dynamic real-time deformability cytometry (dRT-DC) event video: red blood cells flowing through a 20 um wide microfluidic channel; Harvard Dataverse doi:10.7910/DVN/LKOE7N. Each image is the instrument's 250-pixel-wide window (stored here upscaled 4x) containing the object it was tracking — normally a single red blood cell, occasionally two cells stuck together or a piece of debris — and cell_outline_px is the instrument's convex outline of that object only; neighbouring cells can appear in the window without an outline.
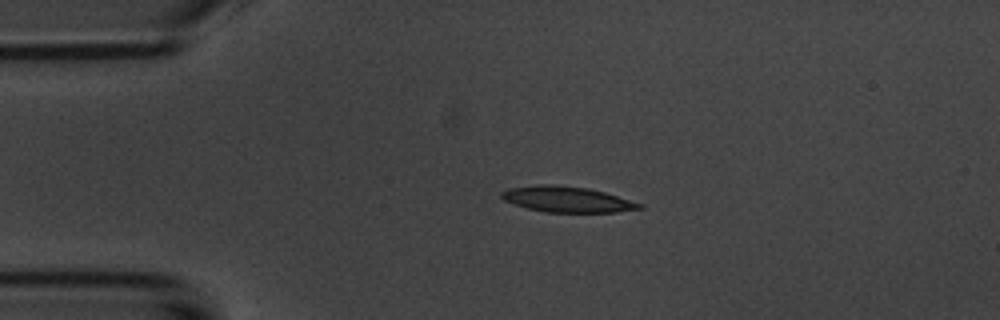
{"species": "common noctule bat (a hibernating species)", "species_latin": "Nyctalus noctula", "temperature_condition": "room temperature", "stored_images_in_passage": 43, "camera_frame_rate_fps": 3000, "um_per_image_px": 0.085, "animal": {"sex": "male", "body_mass_g": 20.1, "forearm_length_mm": 53.5}, "frame": {"image": 1, "passage_image": 1, "time_ms": 0.0, "image_size_px": [1000, 320], "cell_outline_px": [[644, 208], [616, 212], [544, 212], [528, 208], [504, 200], [500, 196], [500, 192], [508, 188], [540, 184], [552, 184], [588, 188], [604, 192], [644, 204]], "centroid_in_image_um": [48.21, 16.94], "position_along_channel_um": 36.8, "area_um2": 20.63}}
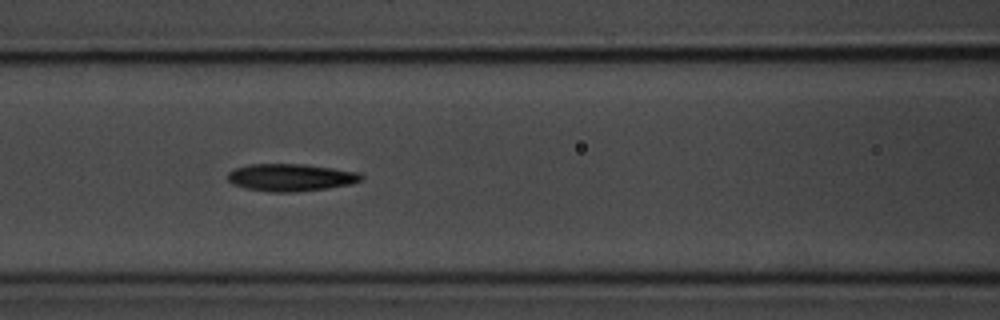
{"frame": {"image": 2, "passage_image": 12, "time_ms": 3.667, "image_size_px": [1000, 320], "cell_outline_px": [[364, 176], [360, 180], [352, 184], [328, 188], [296, 192], [268, 192], [244, 188], [232, 184], [228, 180], [228, 172], [236, 168], [248, 164], [304, 164], [360, 172]], "centroid_in_image_um": [24.71, 15.09], "position_along_channel_um": 141.9, "area_um2": 21.44}}
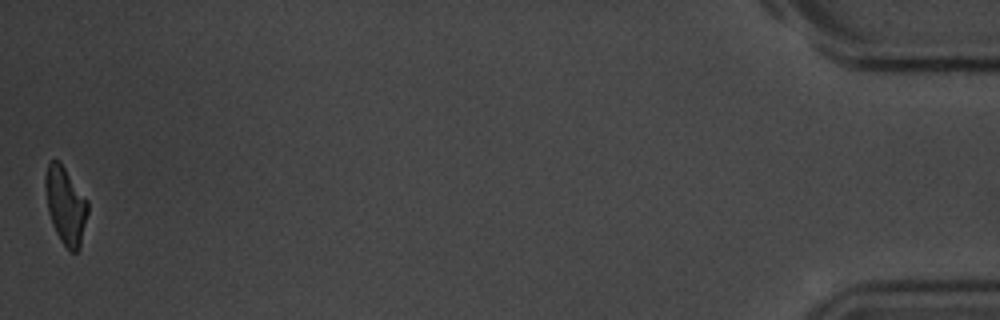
{"frame": {"image": 3, "passage_image": 43, "time_ms": 14.0, "image_size_px": [1000, 320], "cell_outline_px": [[88, 212], [80, 248], [76, 252], [68, 252], [60, 240], [52, 224], [48, 212], [44, 188], [44, 176], [48, 164], [52, 160], [60, 160], [88, 200]], "centroid_in_image_um": [5.57, 17.46], "position_along_channel_um": 429.6, "area_um2": 19.54}, "authors_computed_cell_mechanics": {"area_um2": 20.6346, "velocity_mm_per_s": 3.7128, "shape_relaxation_time_tau1_ms": 3.107, "shape_relaxation_time_tau2_ms": 3.3838, "deformation_change_tau1": 0.1344, "deformation_change_tau2": 0.1279}}